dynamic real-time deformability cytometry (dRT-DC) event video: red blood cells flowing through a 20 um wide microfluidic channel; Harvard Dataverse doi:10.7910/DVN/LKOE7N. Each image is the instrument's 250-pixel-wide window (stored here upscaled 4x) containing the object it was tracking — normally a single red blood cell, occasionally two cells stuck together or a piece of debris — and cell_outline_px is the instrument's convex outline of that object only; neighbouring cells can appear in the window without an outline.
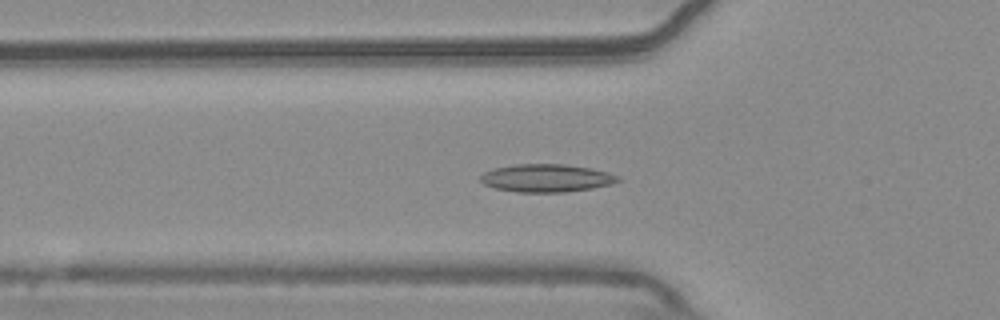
{"species": "common noctule bat (a hibernating species)", "species_latin": "Nyctalus noctula", "temperature_condition": "warm", "stored_images_in_passage": 54, "camera_frame_rate_fps": 3000, "um_per_image_px": 0.085, "animal": {"sex": "male", "body_mass_g": 20.4}, "frame": {"image": 1, "passage_image": 18, "time_ms": 5.667, "image_size_px": [1000, 320], "cell_outline_px": [[624, 180], [612, 184], [592, 188], [564, 192], [516, 192], [496, 188], [484, 184], [480, 180], [480, 176], [484, 172], [496, 168], [516, 164], [564, 164], [592, 168], [608, 172], [620, 176]], "centroid_in_image_um": [46.51, 15.13], "position_along_channel_um": 79.3, "area_um2": 22.43}}
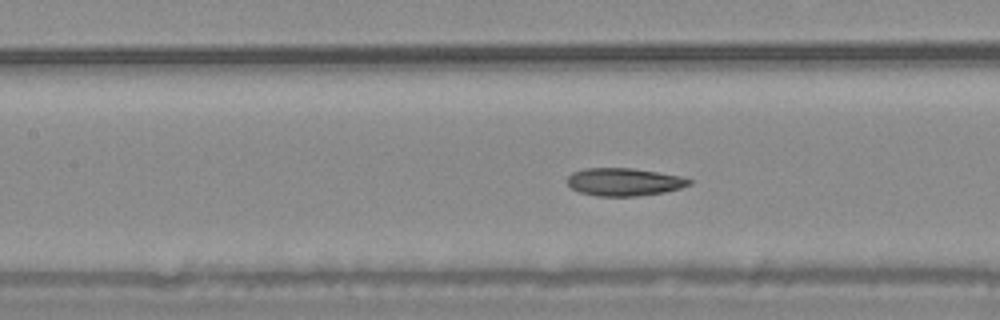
{"frame": {"image": 2, "passage_image": 24, "time_ms": 7.667, "image_size_px": [1000, 320], "cell_outline_px": [[692, 184], [680, 188], [664, 192], [636, 196], [596, 196], [580, 192], [572, 188], [568, 184], [568, 176], [572, 172], [584, 168], [632, 168], [684, 176], [692, 180]], "centroid_in_image_um": [53.07, 15.46], "position_along_channel_um": 154.3, "area_um2": 19.83}}
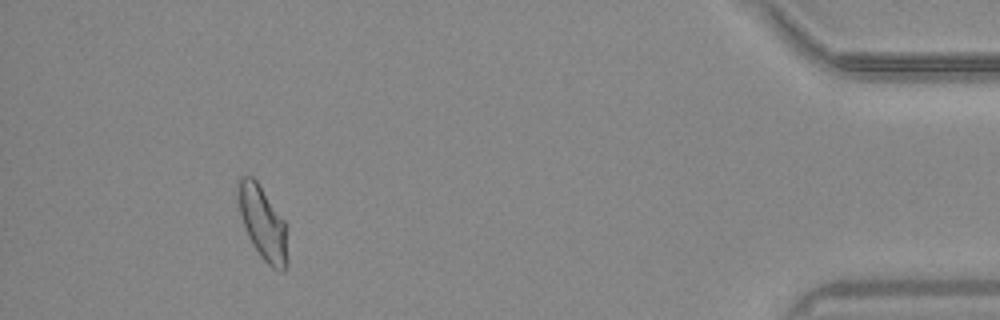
{"frame": {"image": 3, "passage_image": 50, "time_ms": 16.333, "image_size_px": [1000, 320], "cell_outline_px": [[288, 264], [284, 272], [280, 272], [272, 268], [260, 256], [252, 244], [248, 236], [240, 212], [236, 196], [240, 176], [252, 176], [256, 180], [284, 220], [288, 260]], "centroid_in_image_um": [22.33, 18.99], "position_along_channel_um": 412.9, "area_um2": 20.98}, "authors_computed_cell_mechanics": {"area_um2": 20.7791, "velocity_mm_per_s": 3.7044, "shape_relaxation_time_tau1_ms": 8.2853, "shape_relaxation_time_tau2_ms": 2.5568, "deformation_change_tau1": 0.1547, "deformation_change_tau2": 0.0722}}